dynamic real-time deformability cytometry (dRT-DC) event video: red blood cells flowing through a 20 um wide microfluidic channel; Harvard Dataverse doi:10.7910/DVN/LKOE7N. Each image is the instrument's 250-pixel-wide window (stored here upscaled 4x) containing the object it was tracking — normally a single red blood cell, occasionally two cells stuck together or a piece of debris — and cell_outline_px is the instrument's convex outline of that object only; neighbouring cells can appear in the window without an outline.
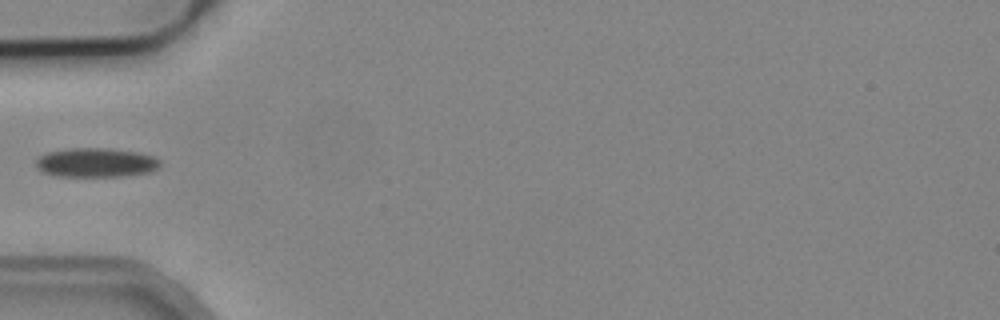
{"species": "common noctule bat (a hibernating species)", "species_latin": "Nyctalus noctula", "temperature_condition": "cold", "stored_images_in_passage": 2, "camera_frame_rate_fps": 3000, "um_per_image_px": 0.085, "animal": {"sex": "male", "body_mass_g": 19.2, "forearm_length_mm": 51.8}, "frame": {"image": 1, "passage_image": 1, "time_ms": 0.0, "image_size_px": [1000, 320], "cell_outline_px": [[160, 168], [152, 172], [120, 176], [56, 176], [44, 172], [36, 168], [36, 160], [40, 156], [48, 152], [72, 148], [108, 148], [136, 152], [156, 156], [160, 160]], "centroid_in_image_um": [8.2, 13.82], "position_along_channel_um": 76.8, "area_um2": 21.21}}